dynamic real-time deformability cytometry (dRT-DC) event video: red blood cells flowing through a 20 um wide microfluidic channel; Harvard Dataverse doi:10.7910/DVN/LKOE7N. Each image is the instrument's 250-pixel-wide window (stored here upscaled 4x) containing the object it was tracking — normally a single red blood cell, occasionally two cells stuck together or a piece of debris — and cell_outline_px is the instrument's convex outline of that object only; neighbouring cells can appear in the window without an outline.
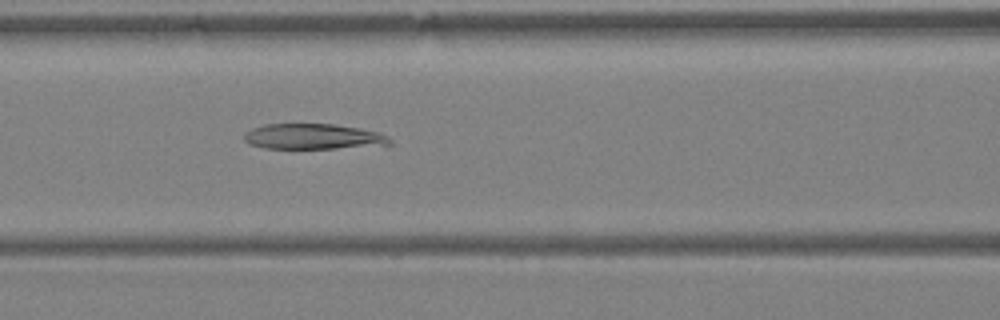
{"species": "Egyptian fruit bat (a non-hibernating species)", "species_latin": "Rousettus aegyptiacus", "temperature_condition": "warm", "stored_images_in_passage": 40, "camera_frame_rate_fps": 3000, "um_per_image_px": 0.085, "animal": {"sex": "female"}, "frame": {"image": 1, "passage_image": 18, "time_ms": 5.667, "image_size_px": [1000, 320], "cell_outline_px": [[392, 144], [336, 148], [264, 148], [248, 144], [244, 140], [244, 132], [252, 128], [264, 124], [332, 124], [360, 128], [380, 132], [392, 140]], "centroid_in_image_um": [26.59, 11.6], "position_along_channel_um": 140.0, "area_um2": 21.62}}
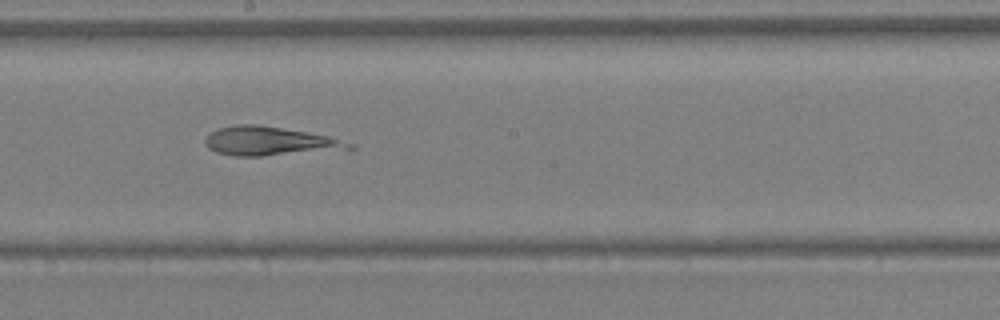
{"frame": {"image": 2, "passage_image": 23, "time_ms": 7.333, "image_size_px": [1000, 320], "cell_outline_px": [[356, 148], [260, 156], [236, 156], [216, 152], [208, 148], [204, 144], [204, 140], [208, 132], [216, 128], [240, 124], [256, 124], [308, 132], [328, 136], [356, 144]], "centroid_in_image_um": [22.86, 11.99], "position_along_channel_um": 225.3, "area_um2": 24.22}}
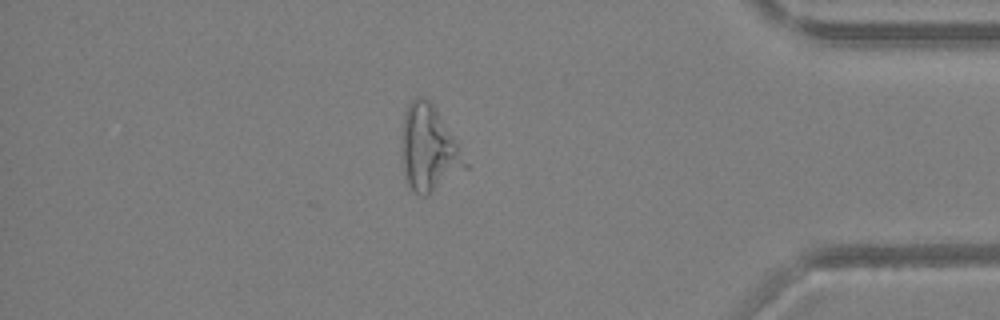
{"frame": {"image": 3, "passage_image": 35, "time_ms": 11.333, "image_size_px": [1000, 320], "cell_outline_px": [[468, 168], [424, 196], [412, 192], [404, 180], [400, 156], [400, 136], [404, 112], [408, 104], [416, 96], [424, 96], [432, 104], [460, 144], [468, 164]], "centroid_in_image_um": [36.4, 12.62], "position_along_channel_um": 398.8, "area_um2": 32.48}}